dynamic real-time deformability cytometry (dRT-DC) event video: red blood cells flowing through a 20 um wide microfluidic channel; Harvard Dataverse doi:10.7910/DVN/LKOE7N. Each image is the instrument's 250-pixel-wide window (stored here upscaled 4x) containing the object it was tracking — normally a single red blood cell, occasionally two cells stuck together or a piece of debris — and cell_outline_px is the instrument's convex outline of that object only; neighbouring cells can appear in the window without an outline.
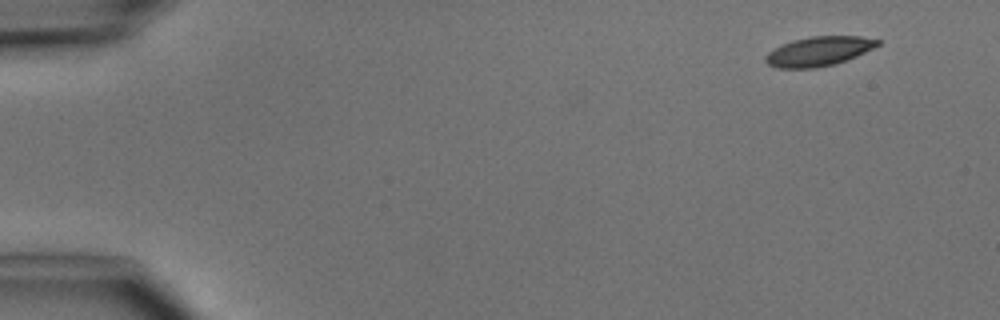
{"species": "common noctule bat (a hibernating species)", "species_latin": "Nyctalus noctula", "temperature_condition": "cold", "stored_images_in_passage": 4, "camera_frame_rate_fps": 3000, "um_per_image_px": 0.085, "animal": {"sex": "male", "body_mass_g": 15.6}, "frame": {"image": 1, "passage_image": 1, "time_ms": 0.0, "image_size_px": [1000, 320], "cell_outline_px": [[880, 44], [856, 56], [836, 64], [816, 68], [776, 68], [768, 64], [764, 60], [764, 56], [768, 52], [792, 40], [812, 36], [860, 36], [880, 40]], "centroid_in_image_um": [69.58, 4.37], "position_along_channel_um": 15.4, "area_um2": 19.13}}
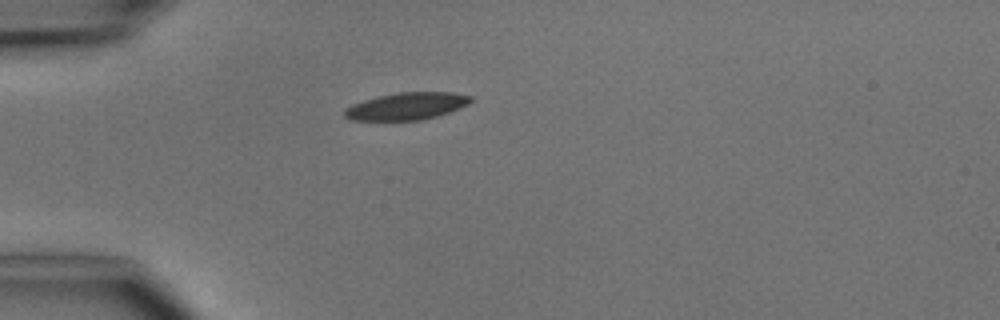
{"frame": {"image": 2, "passage_image": 4, "time_ms": 3.333, "image_size_px": [1000, 320], "cell_outline_px": [[472, 100], [468, 104], [460, 108], [436, 116], [420, 120], [348, 120], [344, 116], [344, 108], [352, 104], [364, 100], [380, 96], [400, 92], [452, 92], [472, 96]], "centroid_in_image_um": [34.55, 9.02], "position_along_channel_um": 50.4, "area_um2": 19.94}}